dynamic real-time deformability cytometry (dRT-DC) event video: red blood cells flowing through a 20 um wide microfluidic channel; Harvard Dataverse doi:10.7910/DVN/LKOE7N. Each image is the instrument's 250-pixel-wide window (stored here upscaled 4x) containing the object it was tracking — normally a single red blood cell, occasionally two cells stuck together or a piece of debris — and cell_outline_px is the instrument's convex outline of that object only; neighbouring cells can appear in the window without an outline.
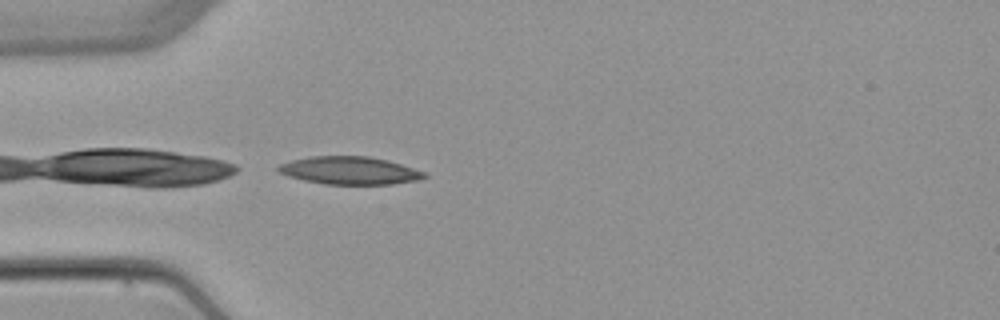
{"species": "common noctule bat (a hibernating species)", "species_latin": "Nyctalus noctula", "temperature_condition": "warm", "stored_images_in_passage": 4, "camera_frame_rate_fps": 3000, "um_per_image_px": 0.085, "animal": {"sex": "female", "body_mass_g": 22.7, "forearm_length_mm": 54.2}, "frame": {"image": 1, "passage_image": 4, "time_ms": 4.0, "image_size_px": [1000, 320], "cell_outline_px": [[428, 176], [420, 180], [392, 184], [324, 184], [304, 180], [288, 176], [280, 172], [276, 168], [280, 164], [292, 160], [308, 156], [368, 156], [388, 160], [424, 172]], "centroid_in_image_um": [29.72, 14.49], "position_along_channel_um": 55.3, "area_um2": 23.58}}